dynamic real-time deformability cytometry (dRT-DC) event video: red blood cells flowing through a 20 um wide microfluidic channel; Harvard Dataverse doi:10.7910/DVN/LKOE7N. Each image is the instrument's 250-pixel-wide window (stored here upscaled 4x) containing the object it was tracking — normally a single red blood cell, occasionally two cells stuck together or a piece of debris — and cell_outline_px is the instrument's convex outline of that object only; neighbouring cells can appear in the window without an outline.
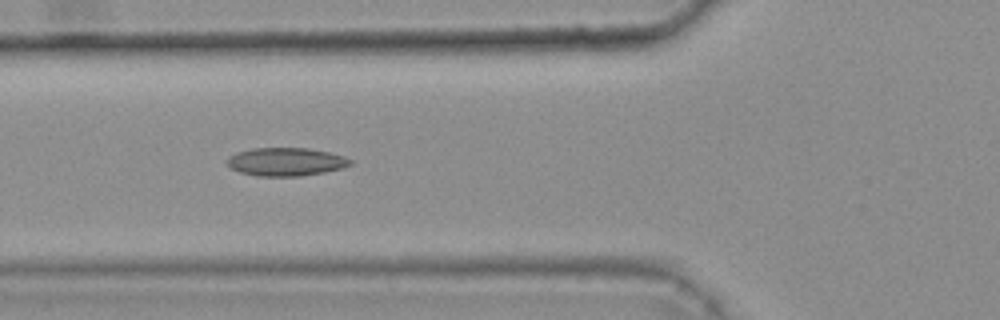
{"species": "common noctule bat (a hibernating species)", "species_latin": "Nyctalus noctula", "temperature_condition": "warm", "stored_images_in_passage": 33, "camera_frame_rate_fps": 3000, "um_per_image_px": 0.085, "animal": {"sex": "female", "body_mass_g": 25.1}, "frame": {"image": 1, "passage_image": 6, "time_ms": 1.667, "image_size_px": [1000, 320], "cell_outline_px": [[352, 164], [340, 168], [324, 172], [300, 176], [256, 176], [240, 172], [224, 164], [224, 160], [228, 156], [236, 152], [252, 148], [308, 148], [328, 152], [344, 156], [352, 160]], "centroid_in_image_um": [24.24, 13.75], "position_along_channel_um": 101.6, "area_um2": 20.4}}
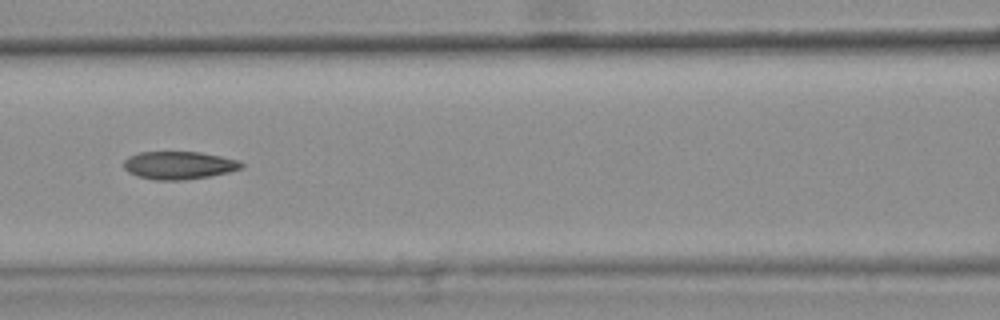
{"frame": {"image": 2, "passage_image": 10, "time_ms": 3.0, "image_size_px": [1000, 320], "cell_outline_px": [[244, 164], [240, 168], [228, 172], [208, 176], [180, 180], [152, 180], [136, 176], [128, 172], [124, 168], [124, 160], [128, 156], [140, 152], [200, 152], [240, 160]], "centroid_in_image_um": [15.17, 14.04], "position_along_channel_um": 151.4, "area_um2": 19.07}, "authors_computed_cell_mechanics": {"area_um2": 19.3052, "velocity_mm_per_s": 3.7224, "shape_relaxation_time_tau1_ms": null, "shape_relaxation_time_tau2_ms": 5.0322, "deformation_change_tau1": null, "deformation_change_tau2": 0.1386}}